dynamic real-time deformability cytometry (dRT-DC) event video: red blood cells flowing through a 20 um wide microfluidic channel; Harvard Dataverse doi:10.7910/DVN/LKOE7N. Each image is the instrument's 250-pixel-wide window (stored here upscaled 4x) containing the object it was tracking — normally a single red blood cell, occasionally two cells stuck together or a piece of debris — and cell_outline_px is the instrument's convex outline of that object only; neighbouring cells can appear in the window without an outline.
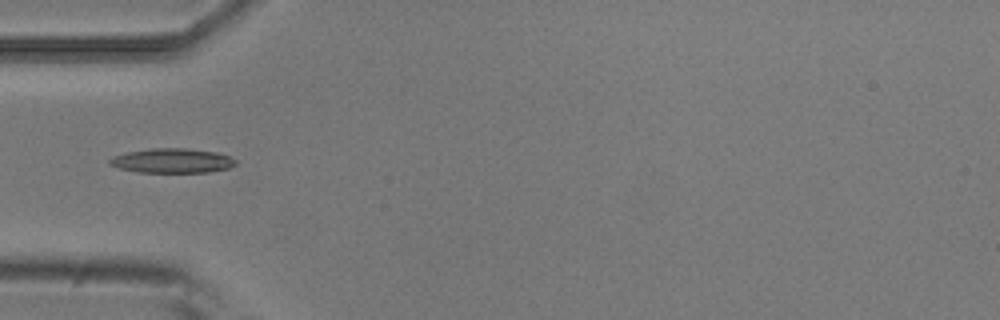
{"species": "common noctule bat (a hibernating species)", "species_latin": "Nyctalus noctula", "temperature_condition": "room temperature", "stored_images_in_passage": 5, "camera_frame_rate_fps": 3000, "um_per_image_px": 0.085, "animal": {"sex": "male", "body_mass_g": 20.5, "forearm_length_mm": 52.5}, "frame": {"image": 1, "passage_image": 5, "time_ms": 1.333, "image_size_px": [1000, 320], "cell_outline_px": [[236, 164], [228, 168], [208, 172], [136, 172], [120, 168], [108, 164], [108, 160], [112, 156], [128, 152], [152, 148], [184, 148], [216, 152], [228, 156], [236, 160]], "centroid_in_image_um": [14.6, 13.66], "position_along_channel_um": 70.4, "area_um2": 17.92}}